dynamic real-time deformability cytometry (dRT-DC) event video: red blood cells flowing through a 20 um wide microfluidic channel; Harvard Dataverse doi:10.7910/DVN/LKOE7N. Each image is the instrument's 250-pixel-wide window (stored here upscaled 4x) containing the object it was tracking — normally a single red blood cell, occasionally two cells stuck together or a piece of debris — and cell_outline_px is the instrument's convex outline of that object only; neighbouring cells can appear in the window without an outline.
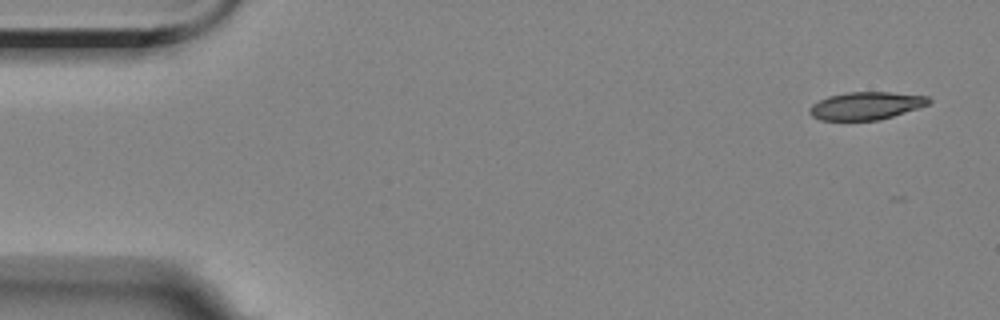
{"species": "Egyptian fruit bat (a non-hibernating species)", "species_latin": "Rousettus aegyptiacus", "temperature_condition": "room temperature", "stored_images_in_passage": 6, "camera_frame_rate_fps": 3000, "um_per_image_px": 0.085, "animal": {"sex": "female"}, "frame": {"image": 1, "passage_image": 1, "time_ms": 0.0, "image_size_px": [1000, 320], "cell_outline_px": [[932, 100], [928, 104], [920, 108], [880, 120], [820, 120], [812, 116], [808, 112], [808, 108], [812, 104], [828, 96], [848, 92], [892, 92], [928, 96]], "centroid_in_image_um": [73.63, 8.99], "position_along_channel_um": 11.4, "area_um2": 19.42}}